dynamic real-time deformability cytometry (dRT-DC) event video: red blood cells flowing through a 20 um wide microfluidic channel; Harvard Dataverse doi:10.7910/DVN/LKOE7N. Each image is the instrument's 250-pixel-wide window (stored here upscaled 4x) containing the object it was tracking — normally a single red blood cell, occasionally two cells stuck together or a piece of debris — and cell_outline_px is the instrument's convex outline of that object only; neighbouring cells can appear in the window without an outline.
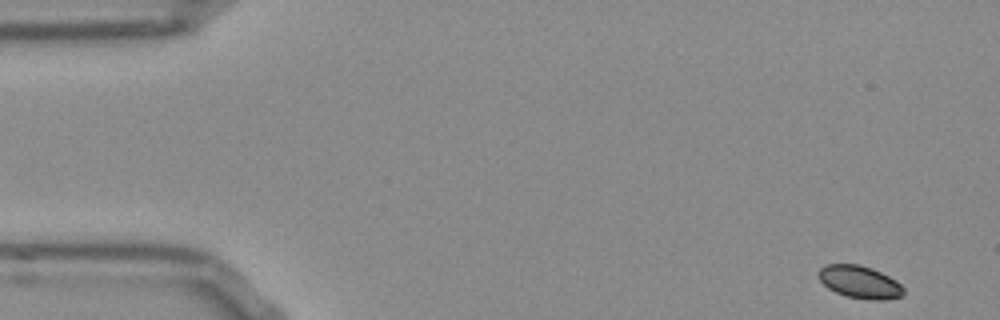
{"species": "Egyptian fruit bat (a non-hibernating species)", "species_latin": "Rousettus aegyptiacus", "temperature_condition": "room temperature", "stored_images_in_passage": 52, "camera_frame_rate_fps": 3000, "um_per_image_px": 0.085, "frame": {"image": 1, "passage_image": 1, "time_ms": 0.0, "image_size_px": [1000, 320], "cell_outline_px": [[904, 296], [888, 300], [868, 300], [848, 296], [836, 292], [828, 288], [820, 280], [820, 268], [824, 264], [860, 264], [872, 268], [896, 280], [904, 288]], "centroid_in_image_um": [73.12, 23.98], "position_along_channel_um": 11.9, "area_um2": 16.18}}
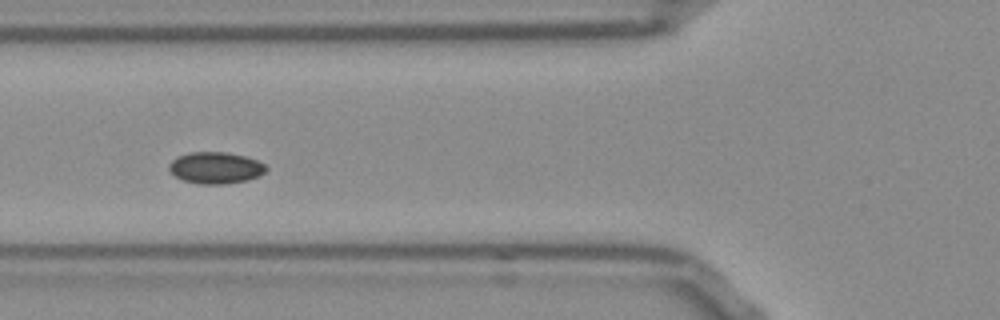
{"frame": {"image": 2, "passage_image": 18, "time_ms": 5.667, "image_size_px": [1000, 320], "cell_outline_px": [[268, 168], [260, 176], [248, 180], [224, 184], [200, 184], [184, 180], [176, 176], [168, 168], [168, 164], [176, 156], [188, 152], [224, 152], [248, 156], [264, 164]], "centroid_in_image_um": [18.33, 14.25], "position_along_channel_um": 107.5, "area_um2": 17.98}}
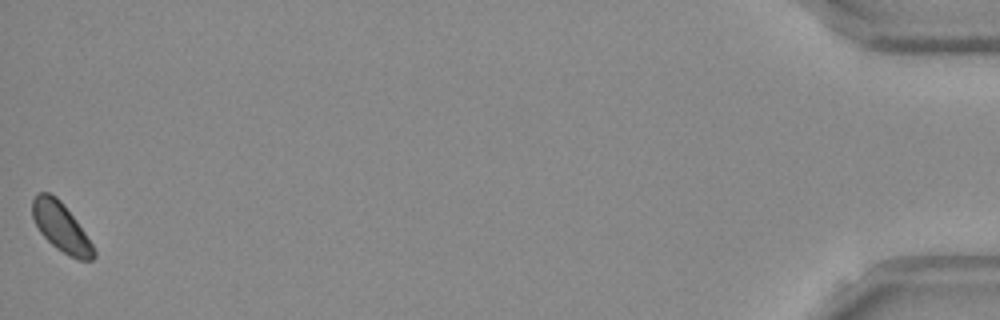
{"frame": {"image": 3, "passage_image": 52, "time_ms": 17.0, "image_size_px": [1000, 320], "cell_outline_px": [[96, 256], [92, 260], [80, 260], [68, 256], [56, 248], [40, 232], [32, 216], [32, 200], [36, 192], [48, 192], [56, 196], [64, 204], [76, 220], [92, 244], [96, 252]], "centroid_in_image_um": [5.18, 19.3], "position_along_channel_um": 430.0, "area_um2": 17.46}}